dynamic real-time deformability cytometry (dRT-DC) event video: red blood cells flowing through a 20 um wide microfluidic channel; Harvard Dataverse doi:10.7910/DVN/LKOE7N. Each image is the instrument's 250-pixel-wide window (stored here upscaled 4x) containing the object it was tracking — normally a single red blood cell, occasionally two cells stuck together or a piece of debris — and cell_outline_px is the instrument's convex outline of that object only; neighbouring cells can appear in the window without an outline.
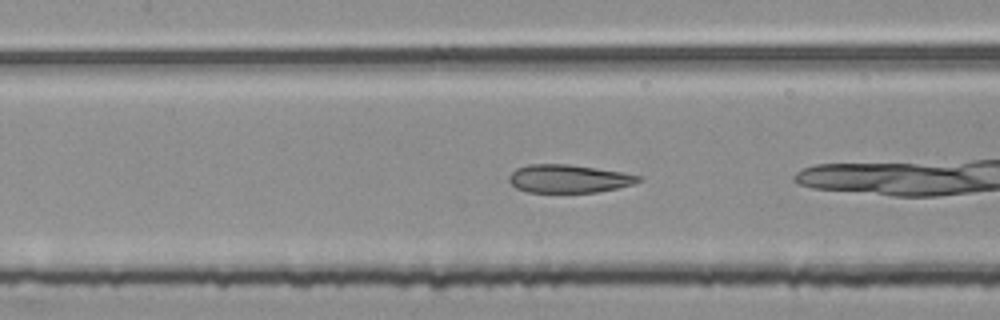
{"species": "common noctule bat (a hibernating species)", "species_latin": "Nyctalus noctula", "temperature_condition": "room temperature", "stored_images_in_passage": 15, "camera_frame_rate_fps": 3000, "um_per_image_px": 0.085, "animal": {"sex": "female", "body_mass_g": 25.1}, "frame": {"image": 1, "passage_image": 7, "time_ms": 2.0, "image_size_px": [1000, 320], "cell_outline_px": [[640, 180], [632, 184], [616, 188], [596, 192], [528, 192], [516, 188], [508, 180], [508, 176], [516, 168], [528, 164], [568, 164], [620, 172], [640, 176]], "centroid_in_image_um": [48.26, 15.19], "position_along_channel_um": 159.1, "area_um2": 20.92}}